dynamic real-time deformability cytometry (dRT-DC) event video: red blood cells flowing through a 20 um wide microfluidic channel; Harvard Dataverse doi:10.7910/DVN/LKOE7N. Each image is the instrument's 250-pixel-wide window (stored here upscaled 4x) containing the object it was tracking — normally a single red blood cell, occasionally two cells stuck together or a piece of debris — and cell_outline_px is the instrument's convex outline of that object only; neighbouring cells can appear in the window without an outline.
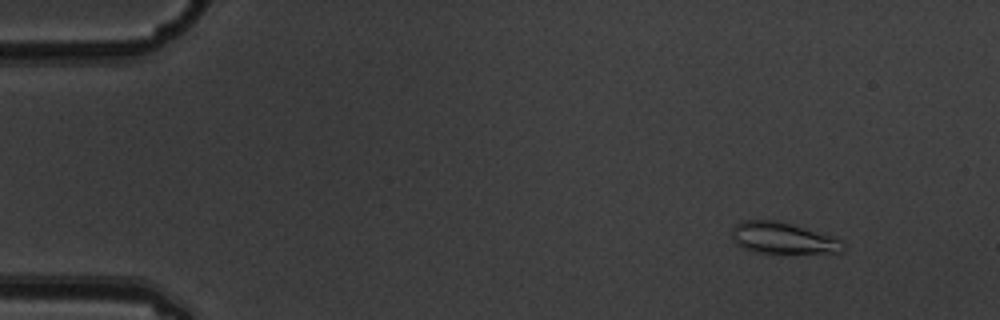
{"species": "common noctule bat (a hibernating species)", "species_latin": "Nyctalus noctula", "temperature_condition": "warm", "stored_images_in_passage": 4, "camera_frame_rate_fps": 3000, "um_per_image_px": 0.085, "animal": {"sex": "male", "body_mass_g": 19.5, "forearm_length_mm": 54.6}, "frame": {"image": 1, "passage_image": 1, "time_ms": 0.0, "image_size_px": [1000, 320], "cell_outline_px": [[844, 252], [756, 252], [744, 248], [736, 244], [732, 236], [732, 228], [736, 224], [744, 220], [776, 220], [836, 236], [844, 244]], "centroid_in_image_um": [66.56, 20.22], "position_along_channel_um": 18.4, "area_um2": 20.11}}